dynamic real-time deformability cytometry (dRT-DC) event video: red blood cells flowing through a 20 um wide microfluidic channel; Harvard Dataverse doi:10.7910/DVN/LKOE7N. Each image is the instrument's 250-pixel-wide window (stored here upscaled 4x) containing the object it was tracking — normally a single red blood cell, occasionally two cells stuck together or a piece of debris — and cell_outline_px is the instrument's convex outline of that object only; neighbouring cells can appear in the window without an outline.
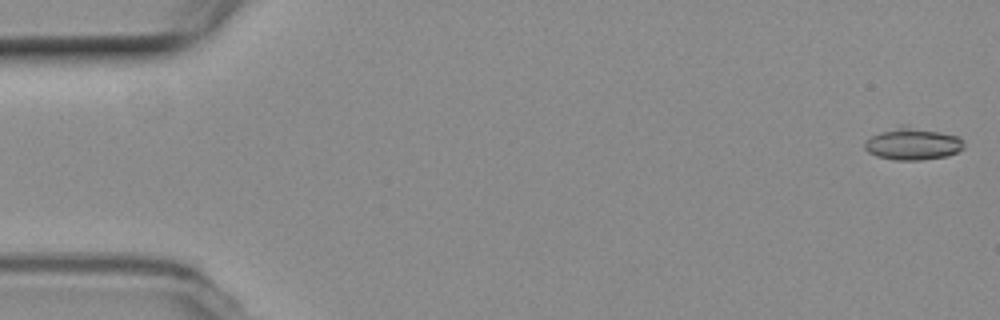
{"species": "common noctule bat (a hibernating species)", "species_latin": "Nyctalus noctula", "temperature_condition": "room temperature", "stored_images_in_passage": 17, "camera_frame_rate_fps": 3000, "um_per_image_px": 0.085, "animal": {"sex": "female", "body_mass_g": 19.3, "forearm_length_mm": 54.1}, "frame": {"image": 1, "passage_image": 1, "time_ms": 0.0, "image_size_px": [1000, 320], "cell_outline_px": [[964, 148], [948, 156], [920, 160], [896, 160], [876, 156], [868, 152], [864, 148], [864, 144], [872, 136], [880, 132], [900, 124], [908, 124], [960, 136], [964, 140]], "centroid_in_image_um": [77.62, 12.2], "position_along_channel_um": 7.4, "area_um2": 19.02}}
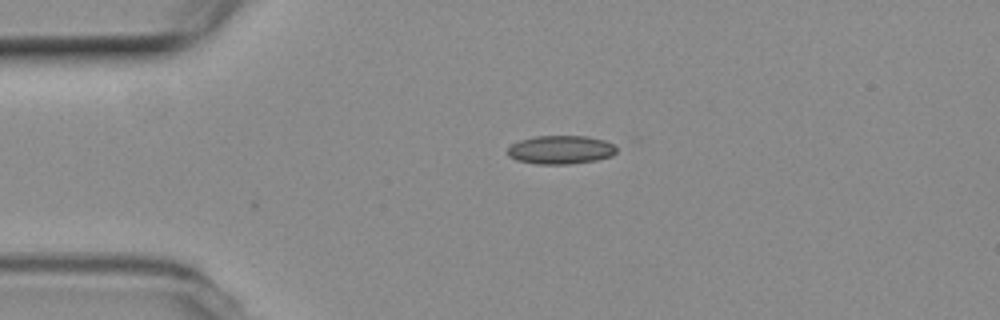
{"frame": {"image": 2, "passage_image": 12, "time_ms": 3.667, "image_size_px": [1000, 320], "cell_outline_px": [[616, 152], [612, 156], [596, 160], [568, 164], [536, 164], [516, 160], [508, 156], [508, 148], [512, 144], [520, 140], [536, 136], [588, 136], [604, 140], [612, 144], [616, 148]], "centroid_in_image_um": [47.65, 12.73], "position_along_channel_um": 37.4, "area_um2": 18.09}}